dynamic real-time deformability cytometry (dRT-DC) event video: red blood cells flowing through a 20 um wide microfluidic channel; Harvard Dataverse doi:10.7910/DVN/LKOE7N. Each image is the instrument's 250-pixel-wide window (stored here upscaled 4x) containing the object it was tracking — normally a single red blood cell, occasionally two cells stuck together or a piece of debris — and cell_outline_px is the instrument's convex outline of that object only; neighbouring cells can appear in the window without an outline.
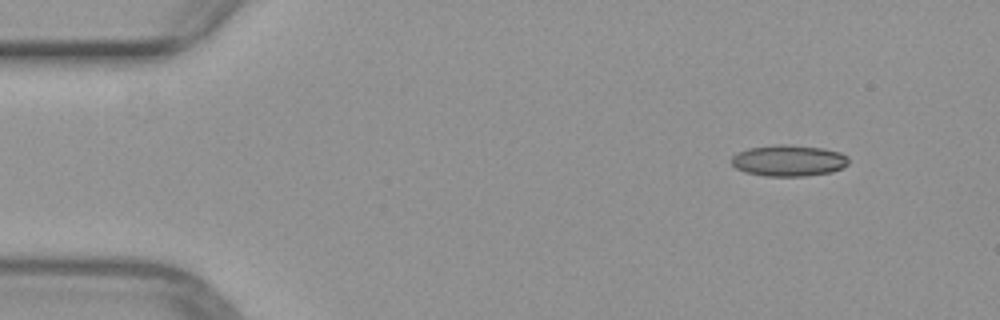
{"species": "common noctule bat (a hibernating species)", "species_latin": "Nyctalus noctula", "temperature_condition": "warm", "stored_images_in_passage": 46, "camera_frame_rate_fps": 3000, "um_per_image_px": 0.085, "animal": {"sex": "female", "body_mass_g": 29.2, "forearm_length_mm": 56.3}, "frame": {"image": 1, "passage_image": 1, "time_ms": 0.0, "image_size_px": [1000, 320], "cell_outline_px": [[848, 164], [832, 172], [804, 176], [764, 176], [744, 172], [736, 168], [732, 164], [732, 156], [736, 152], [748, 148], [776, 144], [788, 144], [824, 148], [840, 152], [848, 156]], "centroid_in_image_um": [67.02, 13.64], "position_along_channel_um": 18.0, "area_um2": 21.56}}
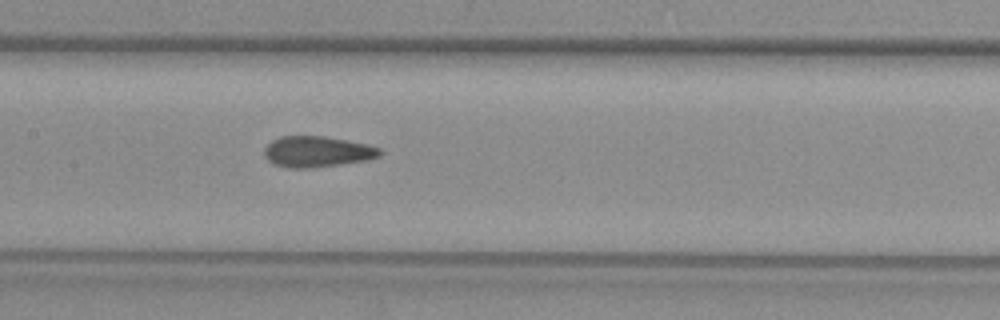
{"frame": {"image": 2, "passage_image": 20, "time_ms": 6.333, "image_size_px": [1000, 320], "cell_outline_px": [[384, 152], [380, 156], [368, 160], [312, 168], [288, 168], [276, 164], [268, 160], [264, 156], [264, 148], [272, 140], [280, 136], [324, 136], [368, 144], [380, 148]], "centroid_in_image_um": [26.98, 12.89], "position_along_channel_um": 180.4, "area_um2": 20.92}}
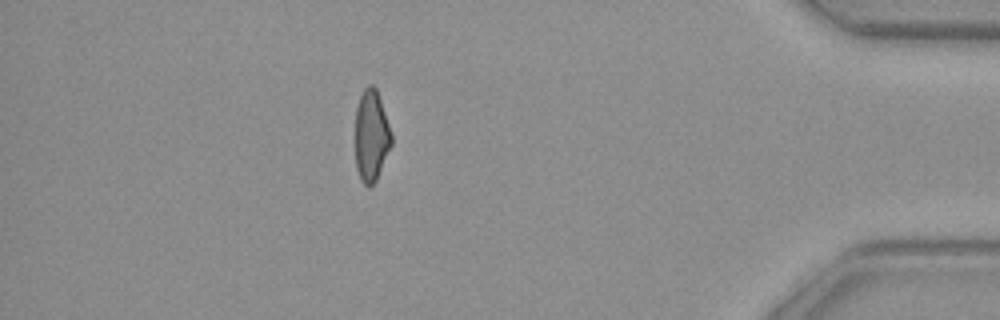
{"frame": {"image": 3, "passage_image": 40, "time_ms": 13.0, "image_size_px": [1000, 320], "cell_outline_px": [[392, 144], [376, 180], [368, 188], [360, 180], [356, 168], [356, 108], [360, 96], [364, 88], [368, 84], [372, 84], [376, 88], [392, 136]], "centroid_in_image_um": [31.55, 11.56], "position_along_channel_um": 403.7, "area_um2": 19.07}}